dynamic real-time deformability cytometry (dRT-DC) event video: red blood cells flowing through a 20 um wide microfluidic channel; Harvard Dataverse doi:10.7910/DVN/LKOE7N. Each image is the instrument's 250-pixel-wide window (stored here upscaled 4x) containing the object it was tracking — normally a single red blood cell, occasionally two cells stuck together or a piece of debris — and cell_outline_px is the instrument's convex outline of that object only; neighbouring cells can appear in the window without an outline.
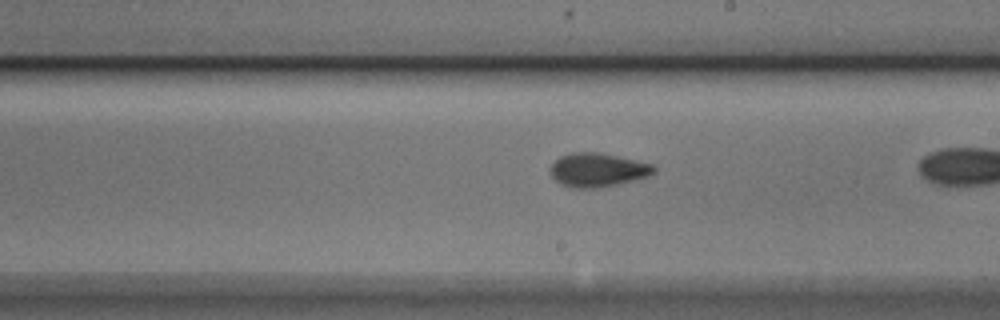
{"species": "Egyptian fruit bat (a non-hibernating species)", "species_latin": "Rousettus aegyptiacus", "temperature_condition": "cold", "stored_images_in_passage": 41, "camera_frame_rate_fps": 3000, "um_per_image_px": 0.085, "animal": {"sex": "male"}, "frame": {"image": 1, "passage_image": 29, "time_ms": 9.333, "image_size_px": [1000, 320], "cell_outline_px": [[656, 172], [648, 176], [636, 180], [596, 188], [572, 188], [560, 184], [552, 176], [552, 164], [560, 156], [572, 152], [596, 152], [616, 156], [652, 164], [656, 168]], "centroid_in_image_um": [50.81, 14.45], "position_along_channel_um": 238.2, "area_um2": 20.17}}
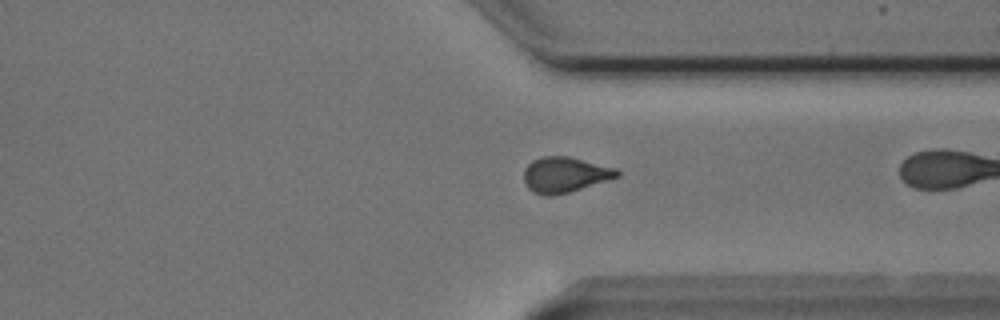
{"frame": {"image": 2, "passage_image": 39, "time_ms": 12.667, "image_size_px": [1000, 320], "cell_outline_px": [[620, 176], [608, 180], [568, 192], [552, 196], [544, 196], [528, 188], [524, 180], [524, 172], [528, 164], [532, 160], [544, 156], [568, 156], [616, 168], [620, 172]], "centroid_in_image_um": [48.02, 14.84], "position_along_channel_um": 363.4, "area_um2": 19.07}}